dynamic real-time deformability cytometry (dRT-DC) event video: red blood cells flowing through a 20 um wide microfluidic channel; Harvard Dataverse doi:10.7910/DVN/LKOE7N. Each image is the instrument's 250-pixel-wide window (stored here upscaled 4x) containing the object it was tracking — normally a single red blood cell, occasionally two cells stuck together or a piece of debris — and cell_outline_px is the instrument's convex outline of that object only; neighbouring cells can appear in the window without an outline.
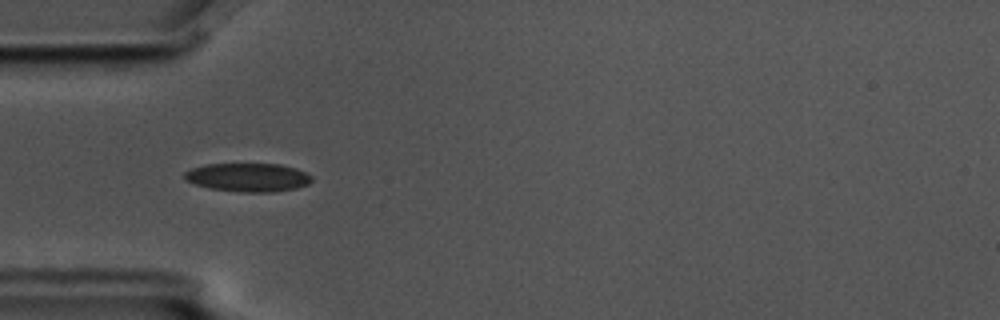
{"species": "common noctule bat (a hibernating species)", "species_latin": "Nyctalus noctula", "temperature_condition": "cold", "stored_images_in_passage": 4, "camera_frame_rate_fps": 3000, "um_per_image_px": 0.085, "animal": {"sex": "male", "body_mass_g": 17.5, "forearm_length_mm": 52.3}, "frame": {"image": 1, "passage_image": 3, "time_ms": 0.667, "image_size_px": [1000, 320], "cell_outline_px": [[312, 180], [308, 184], [296, 188], [272, 192], [240, 192], [208, 188], [184, 180], [184, 172], [192, 168], [204, 164], [280, 164], [296, 168], [312, 176]], "centroid_in_image_um": [21.06, 15.07], "position_along_channel_um": 63.9, "area_um2": 21.21}}